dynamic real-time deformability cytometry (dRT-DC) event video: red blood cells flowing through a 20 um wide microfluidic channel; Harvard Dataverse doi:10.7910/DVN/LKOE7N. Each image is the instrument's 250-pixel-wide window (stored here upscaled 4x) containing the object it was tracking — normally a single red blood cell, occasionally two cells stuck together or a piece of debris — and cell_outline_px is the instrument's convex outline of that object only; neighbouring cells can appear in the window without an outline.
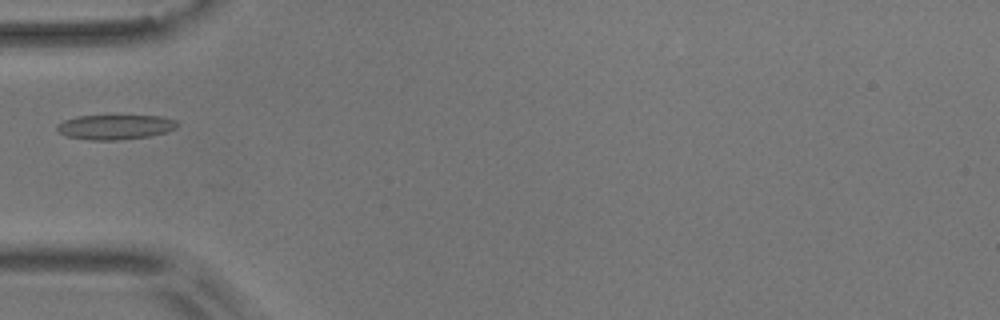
{"species": "common noctule bat (a hibernating species)", "species_latin": "Nyctalus noctula", "temperature_condition": "room temperature", "stored_images_in_passage": 28, "camera_frame_rate_fps": 3000, "um_per_image_px": 0.085, "animal": {"sex": "male", "body_mass_g": 17.9}, "frame": {"image": 1, "passage_image": 1, "time_ms": 0.0, "image_size_px": [1000, 320], "cell_outline_px": [[180, 124], [176, 128], [168, 132], [148, 136], [120, 140], [88, 140], [68, 136], [60, 132], [56, 128], [56, 124], [64, 120], [76, 116], [160, 116], [176, 120]], "centroid_in_image_um": [9.81, 10.8], "position_along_channel_um": 75.2, "area_um2": 17.4}}